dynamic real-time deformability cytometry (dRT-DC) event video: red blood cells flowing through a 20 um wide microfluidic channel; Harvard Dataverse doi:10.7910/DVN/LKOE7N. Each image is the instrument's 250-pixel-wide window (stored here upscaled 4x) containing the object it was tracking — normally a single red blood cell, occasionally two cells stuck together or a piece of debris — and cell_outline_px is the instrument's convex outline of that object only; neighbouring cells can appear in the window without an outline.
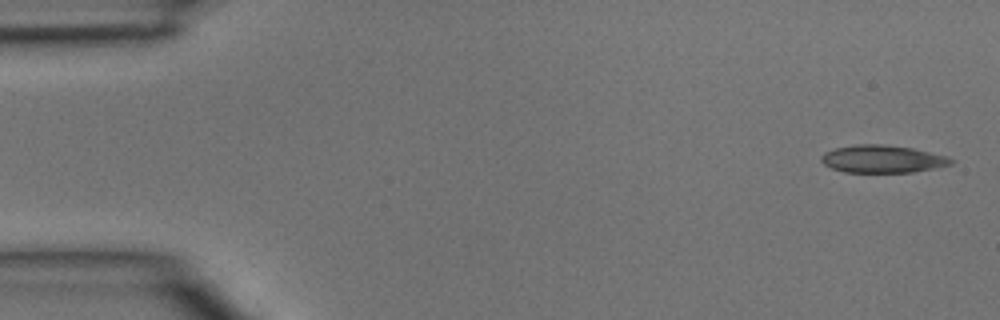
{"species": "common noctule bat (a hibernating species)", "species_latin": "Nyctalus noctula", "temperature_condition": "room temperature", "stored_images_in_passage": 3, "camera_frame_rate_fps": 3000, "um_per_image_px": 0.085, "animal": {"sex": "male", "body_mass_g": 15.6}, "frame": {"image": 1, "passage_image": 1, "time_ms": 0.0, "image_size_px": [1000, 320], "cell_outline_px": [[956, 160], [952, 164], [912, 172], [844, 172], [832, 168], [824, 164], [820, 160], [820, 156], [824, 152], [836, 148], [856, 144], [884, 144], [912, 148], [948, 156]], "centroid_in_image_um": [75.0, 13.51], "position_along_channel_um": 10.0, "area_um2": 20.87}}
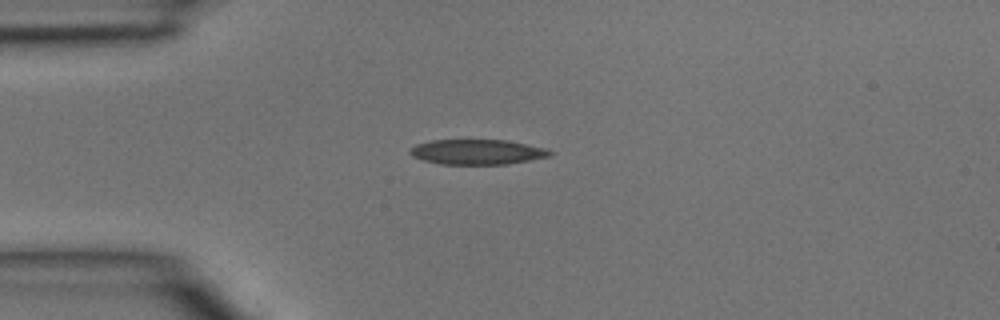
{"frame": {"image": 2, "passage_image": 3, "time_ms": 0.667, "image_size_px": [1000, 320], "cell_outline_px": [[552, 152], [548, 156], [528, 160], [504, 164], [440, 164], [424, 160], [412, 156], [408, 152], [416, 144], [432, 140], [508, 140], [544, 148]], "centroid_in_image_um": [40.51, 12.91], "position_along_channel_um": 44.5, "area_um2": 20.11}}